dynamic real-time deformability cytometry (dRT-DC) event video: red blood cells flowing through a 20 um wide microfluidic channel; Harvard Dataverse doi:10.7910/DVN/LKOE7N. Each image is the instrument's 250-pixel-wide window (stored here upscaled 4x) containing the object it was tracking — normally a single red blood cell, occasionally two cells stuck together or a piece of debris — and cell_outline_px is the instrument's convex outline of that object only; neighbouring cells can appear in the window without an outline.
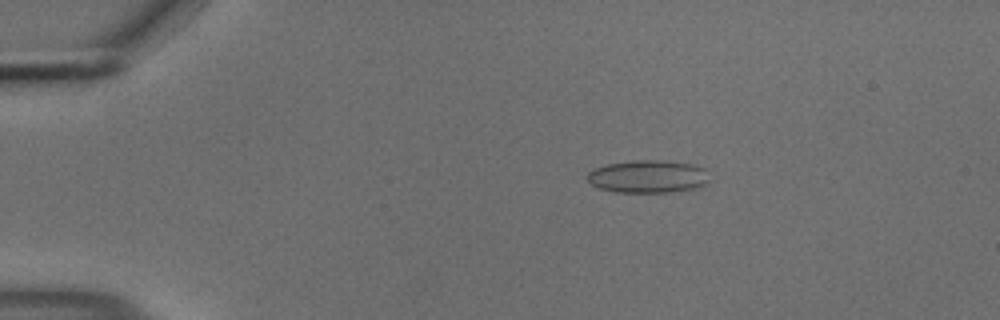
{"species": "common noctule bat (a hibernating species)", "species_latin": "Nyctalus noctula", "temperature_condition": "cold", "stored_images_in_passage": 55, "camera_frame_rate_fps": 3000, "um_per_image_px": 0.085, "animal": {"sex": "male", "body_mass_g": 18.8}, "frame": {"image": 1, "passage_image": 10, "time_ms": 3.0, "image_size_px": [1000, 320], "cell_outline_px": [[708, 184], [704, 188], [680, 192], [616, 192], [600, 188], [592, 184], [588, 180], [588, 172], [596, 168], [608, 164], [636, 160], [668, 160], [692, 164], [708, 168]], "centroid_in_image_um": [55.22, 15.01], "position_along_channel_um": 29.8, "area_um2": 23.81}}
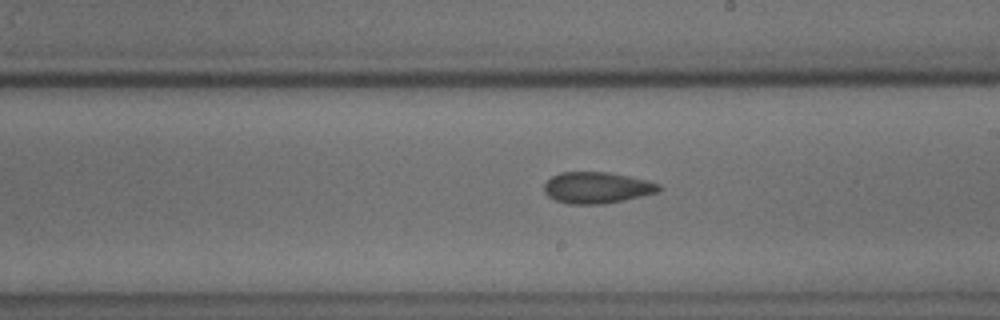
{"frame": {"image": 2, "passage_image": 32, "time_ms": 10.333, "image_size_px": [1000, 320], "cell_outline_px": [[660, 192], [624, 200], [604, 204], [568, 204], [556, 200], [548, 196], [544, 192], [544, 184], [552, 176], [560, 172], [608, 172], [648, 180], [660, 184]], "centroid_in_image_um": [50.74, 15.95], "position_along_channel_um": 238.3, "area_um2": 21.04}}
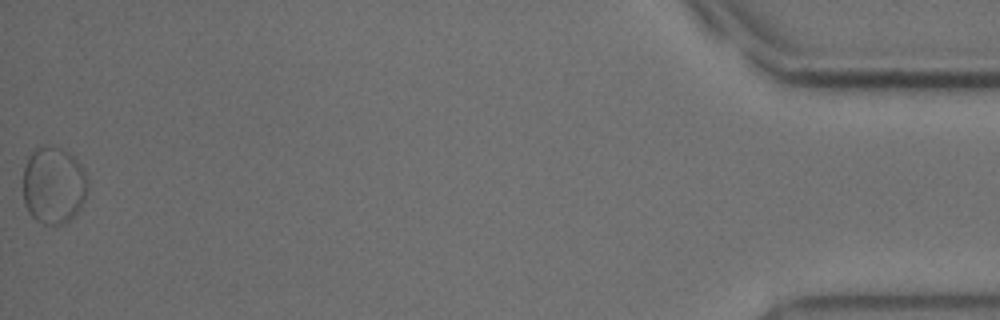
{"frame": {"image": 3, "passage_image": 55, "time_ms": 18.0, "image_size_px": [1000, 320], "cell_outline_px": [[88, 188], [84, 200], [80, 208], [68, 220], [60, 224], [44, 224], [36, 220], [28, 212], [24, 204], [24, 168], [28, 156], [36, 148], [44, 144], [48, 144], [60, 148], [68, 152], [80, 164], [84, 172], [88, 184]], "centroid_in_image_um": [4.54, 15.72], "position_along_channel_um": 430.7, "area_um2": 29.02}, "authors_computed_cell_mechanics": {"area_um2": 21.0392, "velocity_mm_per_s": 3.6722, "shape_relaxation_time_tau1_ms": null, "shape_relaxation_time_tau2_ms": 1.2704, "deformation_change_tau1": null, "deformation_change_tau2": 0.0637}}